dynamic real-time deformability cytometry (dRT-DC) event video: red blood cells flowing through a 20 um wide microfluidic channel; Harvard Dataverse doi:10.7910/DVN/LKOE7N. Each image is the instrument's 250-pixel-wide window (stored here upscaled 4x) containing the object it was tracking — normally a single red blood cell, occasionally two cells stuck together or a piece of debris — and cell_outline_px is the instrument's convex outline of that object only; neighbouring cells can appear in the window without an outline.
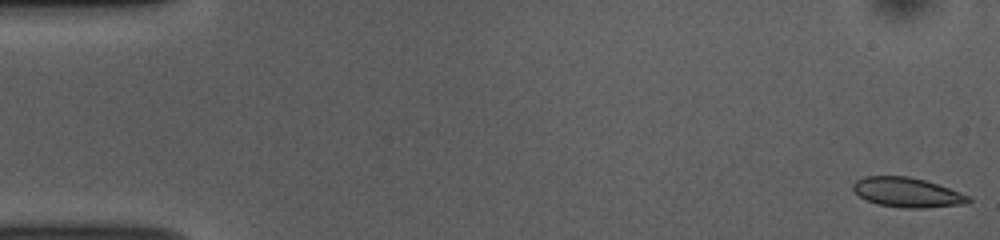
{"species": "common noctule bat (a hibernating species)", "species_latin": "Nyctalus noctula", "temperature_condition": "room temperature", "stored_images_in_passage": 53, "camera_frame_rate_fps": 3000, "um_per_image_px": 0.085, "animal": {"sex": "female", "body_mass_g": 10.0, "forearm_length_mm": 53.1}, "frame": {"image": 1, "passage_image": 1, "time_ms": 0.0, "image_size_px": [1000, 240], "cell_outline_px": [[972, 200], [968, 204], [924, 208], [900, 208], [876, 204], [860, 196], [852, 188], [852, 184], [856, 180], [864, 176], [908, 176], [924, 180], [948, 188], [968, 196]], "centroid_in_image_um": [77.1, 16.36], "position_along_channel_um": 7.9, "area_um2": 19.88}}
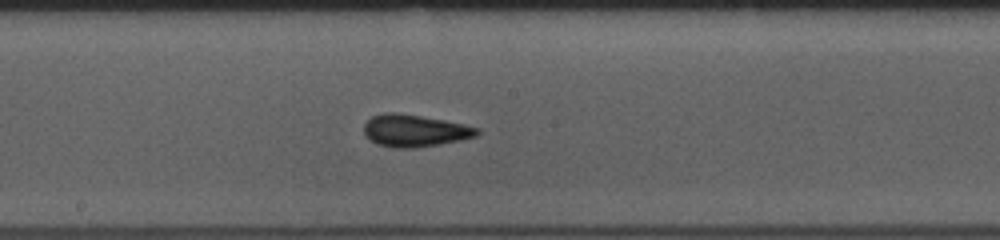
{"frame": {"image": 2, "passage_image": 28, "time_ms": 9.0, "image_size_px": [1000, 240], "cell_outline_px": [[480, 132], [476, 136], [460, 140], [440, 144], [416, 148], [396, 148], [380, 144], [364, 136], [364, 124], [372, 116], [384, 112], [396, 112], [444, 120], [464, 124], [480, 128]], "centroid_in_image_um": [35.26, 11.1], "position_along_channel_um": 212.9, "area_um2": 21.15}}
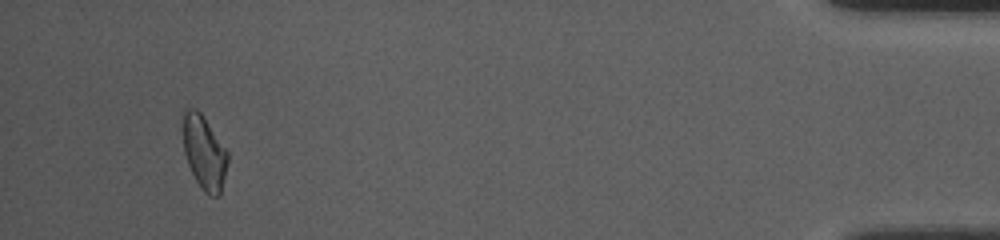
{"frame": {"image": 3, "passage_image": 50, "time_ms": 16.333, "image_size_px": [1000, 240], "cell_outline_px": [[228, 160], [220, 196], [208, 196], [204, 192], [196, 180], [188, 164], [184, 152], [184, 112], [188, 108], [196, 108], [200, 112], [228, 152]], "centroid_in_image_um": [17.37, 13.0], "position_along_channel_um": 417.8, "area_um2": 18.84}, "authors_computed_cell_mechanics": {"area_um2": 19.8832, "velocity_mm_per_s": 3.7674, "shape_relaxation_time_tau1_ms": 9.8376, "shape_relaxation_time_tau2_ms": 3.7698, "deformation_change_tau1": 0.1729, "deformation_change_tau2": 0.0649}}